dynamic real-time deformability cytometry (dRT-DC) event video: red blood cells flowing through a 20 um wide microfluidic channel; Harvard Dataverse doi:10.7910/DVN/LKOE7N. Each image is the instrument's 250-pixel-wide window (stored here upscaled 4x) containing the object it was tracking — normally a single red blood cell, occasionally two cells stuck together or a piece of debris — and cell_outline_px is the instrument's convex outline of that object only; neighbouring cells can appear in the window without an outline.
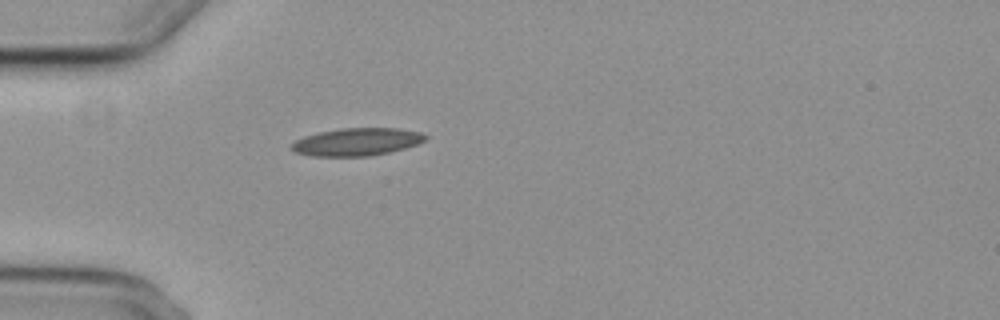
{"species": "common noctule bat (a hibernating species)", "species_latin": "Nyctalus noctula", "temperature_condition": "cold", "stored_images_in_passage": 1, "camera_frame_rate_fps": 3000, "um_per_image_px": 0.085, "animal": {"sex": "female", "body_mass_g": 29.2, "forearm_length_mm": 56.3}, "frame": {"image": 1, "passage_image": 1, "time_ms": 0.0, "image_size_px": [1000, 320], "cell_outline_px": [[428, 136], [424, 140], [416, 144], [404, 148], [388, 152], [368, 156], [312, 156], [296, 152], [288, 148], [296, 140], [304, 136], [316, 132], [340, 128], [400, 128], [420, 132]], "centroid_in_image_um": [30.29, 12.05], "position_along_channel_um": 54.7, "area_um2": 21.56}}